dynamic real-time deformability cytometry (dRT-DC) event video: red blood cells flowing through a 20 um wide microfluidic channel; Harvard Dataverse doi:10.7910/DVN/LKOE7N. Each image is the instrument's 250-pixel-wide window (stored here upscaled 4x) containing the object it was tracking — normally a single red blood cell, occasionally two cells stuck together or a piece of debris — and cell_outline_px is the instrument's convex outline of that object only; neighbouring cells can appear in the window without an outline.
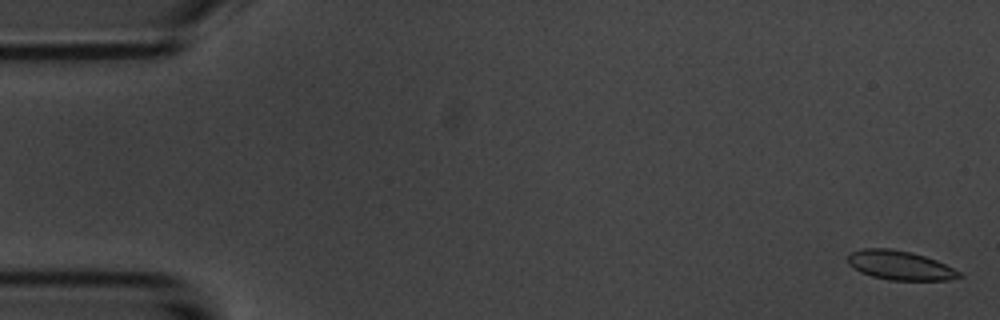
{"species": "common noctule bat (a hibernating species)", "species_latin": "Nyctalus noctula", "temperature_condition": "room temperature", "stored_images_in_passage": 5, "camera_frame_rate_fps": 3000, "um_per_image_px": 0.085, "animal": {"sex": "male", "body_mass_g": 20.1, "forearm_length_mm": 53.5}, "frame": {"image": 1, "passage_image": 1, "time_ms": 0.0, "image_size_px": [1000, 320], "cell_outline_px": [[964, 276], [948, 280], [888, 280], [872, 276], [860, 272], [848, 264], [848, 256], [852, 252], [860, 248], [892, 248], [912, 252], [936, 260], [960, 272]], "centroid_in_image_um": [76.48, 22.55], "position_along_channel_um": 8.5, "area_um2": 18.96}}